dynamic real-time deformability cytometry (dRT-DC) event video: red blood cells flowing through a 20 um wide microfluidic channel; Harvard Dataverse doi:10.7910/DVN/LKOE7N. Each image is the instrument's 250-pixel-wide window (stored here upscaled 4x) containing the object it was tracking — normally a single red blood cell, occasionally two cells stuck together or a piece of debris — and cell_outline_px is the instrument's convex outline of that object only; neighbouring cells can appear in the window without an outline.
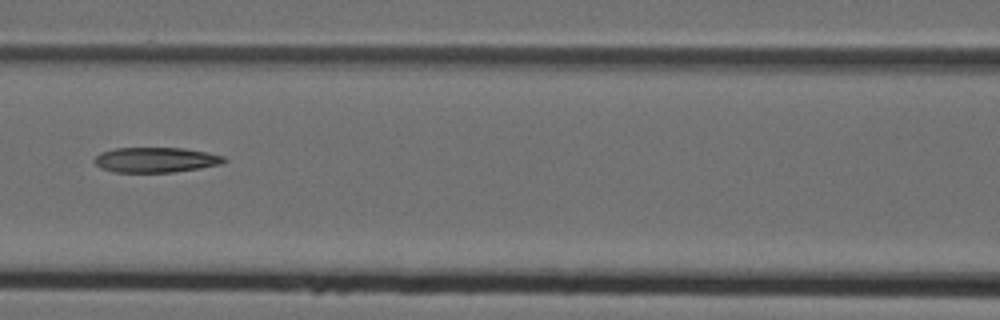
{"species": "Egyptian fruit bat (a non-hibernating species)", "species_latin": "Rousettus aegyptiacus", "temperature_condition": "cold", "stored_images_in_passage": 9, "camera_frame_rate_fps": 3000, "um_per_image_px": 0.085, "animal": {"sex": "female"}, "frame": {"image": 1, "passage_image": 6, "time_ms": 1.667, "image_size_px": [1000, 320], "cell_outline_px": [[228, 160], [220, 164], [200, 168], [172, 172], [112, 172], [100, 168], [92, 160], [100, 152], [116, 148], [184, 148], [224, 156]], "centroid_in_image_um": [13.2, 13.59], "position_along_channel_um": 153.4, "area_um2": 18.96}}
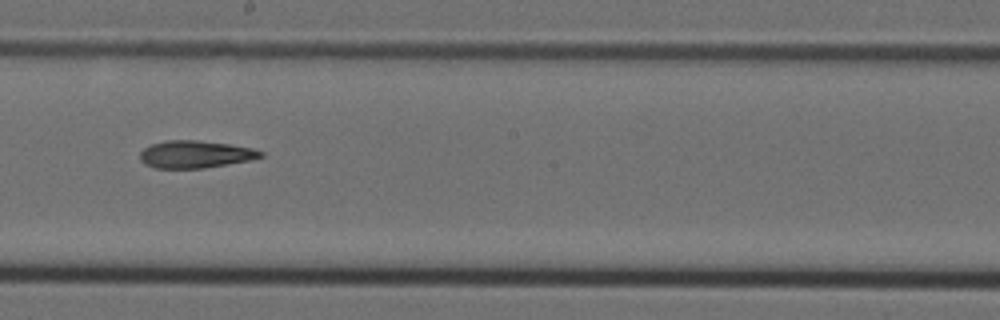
{"frame": {"image": 2, "passage_image": 8, "time_ms": 2.333, "image_size_px": [1000, 320], "cell_outline_px": [[264, 156], [252, 160], [204, 168], [156, 168], [144, 164], [140, 160], [140, 152], [144, 148], [152, 144], [164, 140], [196, 140], [228, 144], [252, 148], [264, 152]], "centroid_in_image_um": [16.6, 13.12], "position_along_channel_um": 231.6, "area_um2": 19.31}}
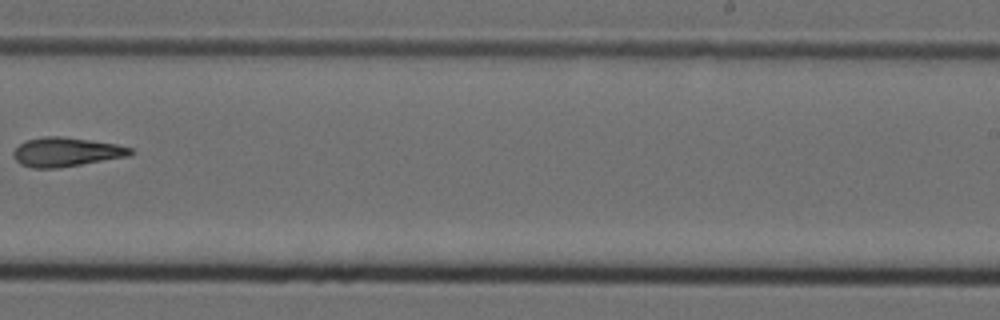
{"frame": {"image": 3, "passage_image": 9, "time_ms": 2.667, "image_size_px": [1000, 320], "cell_outline_px": [[136, 152], [132, 156], [56, 168], [32, 168], [20, 164], [12, 156], [12, 152], [24, 140], [44, 136], [60, 136], [116, 144], [132, 148]], "centroid_in_image_um": [5.63, 12.92], "position_along_channel_um": 283.4, "area_um2": 20.0}}